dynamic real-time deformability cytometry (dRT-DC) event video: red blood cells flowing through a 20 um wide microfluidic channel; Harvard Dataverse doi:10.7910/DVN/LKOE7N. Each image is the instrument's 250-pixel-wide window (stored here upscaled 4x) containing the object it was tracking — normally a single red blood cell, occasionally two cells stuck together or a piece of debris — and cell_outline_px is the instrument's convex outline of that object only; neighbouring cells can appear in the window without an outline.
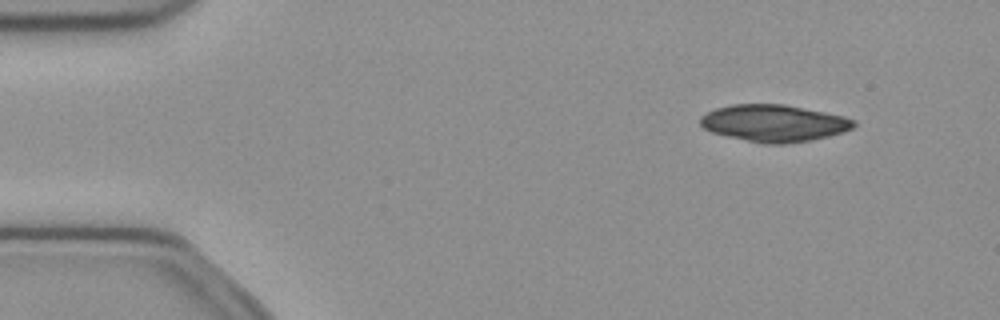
{"species": "common noctule bat (a hibernating species)", "species_latin": "Nyctalus noctula", "temperature_condition": "cold", "stored_images_in_passage": 50, "camera_frame_rate_fps": 3000, "um_per_image_px": 0.085, "animal": {"sex": "female", "body_mass_g": 21.9}, "frame": {"image": 1, "passage_image": 5, "time_ms": 1.333, "image_size_px": [1000, 320], "cell_outline_px": [[856, 124], [852, 128], [844, 132], [828, 136], [808, 140], [784, 144], [764, 144], [728, 136], [712, 132], [704, 128], [700, 124], [700, 116], [716, 108], [732, 104], [784, 104], [844, 116], [856, 120]], "centroid_in_image_um": [65.79, 10.46], "position_along_channel_um": 19.2, "area_um2": 32.89}}